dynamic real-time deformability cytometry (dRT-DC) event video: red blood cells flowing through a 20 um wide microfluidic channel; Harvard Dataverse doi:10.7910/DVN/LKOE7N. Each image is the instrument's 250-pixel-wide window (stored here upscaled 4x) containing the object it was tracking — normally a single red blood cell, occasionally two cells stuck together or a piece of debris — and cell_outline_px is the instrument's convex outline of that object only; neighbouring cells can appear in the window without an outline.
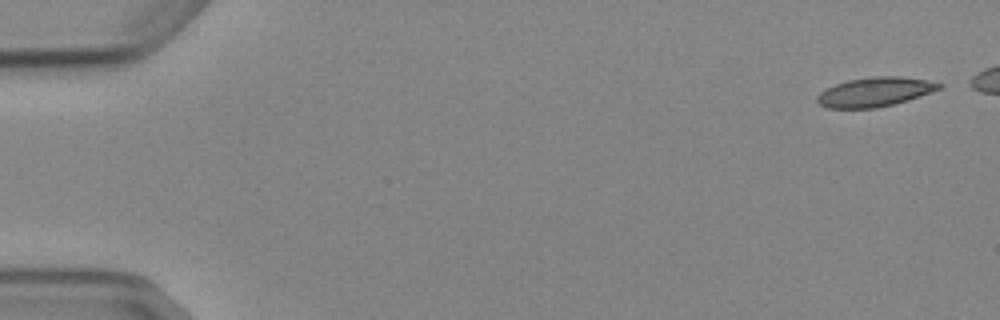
{"species": "Egyptian fruit bat (a non-hibernating species)", "species_latin": "Rousettus aegyptiacus", "temperature_condition": "cold", "stored_images_in_passage": 6, "camera_frame_rate_fps": 3000, "um_per_image_px": 0.085, "animal": {"sex": "female"}, "frame": {"image": 1, "passage_image": 1, "time_ms": 0.0, "image_size_px": [1000, 320], "cell_outline_px": [[944, 84], [940, 88], [908, 100], [876, 108], [828, 108], [820, 104], [816, 100], [816, 96], [820, 92], [836, 84], [848, 80], [872, 76], [900, 76], [928, 80]], "centroid_in_image_um": [74.35, 7.81], "position_along_channel_um": 10.6, "area_um2": 20.63}}
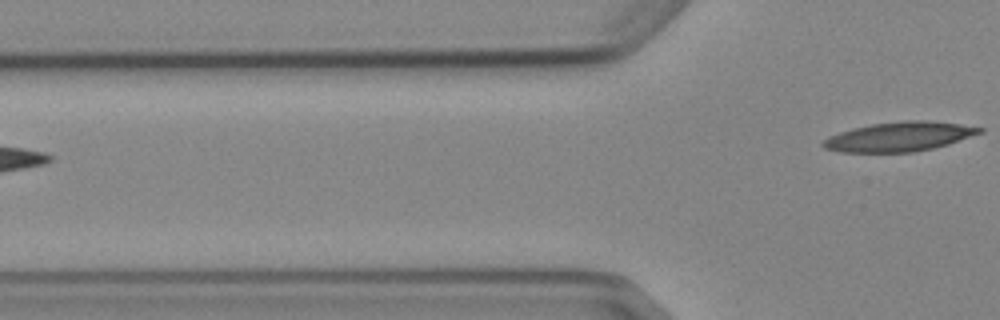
{"frame": {"image": 2, "passage_image": 6, "time_ms": 6.667, "image_size_px": [1000, 320], "cell_outline_px": [[984, 132], [948, 144], [932, 148], [912, 152], [840, 152], [824, 148], [820, 144], [828, 136], [840, 132], [872, 124], [900, 120], [928, 120], [960, 124], [984, 128]], "centroid_in_image_um": [76.45, 11.61], "position_along_channel_um": 49.4, "area_um2": 26.76}}